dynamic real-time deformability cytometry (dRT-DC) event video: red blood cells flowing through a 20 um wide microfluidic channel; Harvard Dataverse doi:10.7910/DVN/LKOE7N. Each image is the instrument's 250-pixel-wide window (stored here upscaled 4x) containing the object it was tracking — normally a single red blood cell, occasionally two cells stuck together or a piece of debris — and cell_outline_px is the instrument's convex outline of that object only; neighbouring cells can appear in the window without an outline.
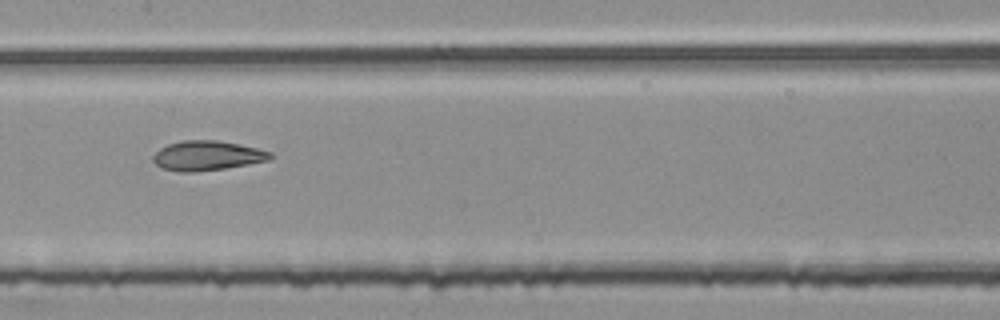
{"species": "common noctule bat (a hibernating species)", "species_latin": "Nyctalus noctula", "temperature_condition": "room temperature", "stored_images_in_passage": 54, "segment_of_instrument_passage": [2, 2], "camera_frame_rate_fps": 3000, "um_per_image_px": 0.085, "animal": {"sex": "female", "body_mass_g": 25.1}, "frame": {"image": 1, "passage_image": 27, "time_ms": 8.667, "image_size_px": [1000, 320], "cell_outline_px": [[276, 156], [268, 160], [248, 164], [224, 168], [196, 172], [180, 172], [160, 168], [152, 160], [152, 156], [160, 148], [168, 144], [184, 140], [220, 140], [240, 144], [272, 152]], "centroid_in_image_um": [17.6, 13.23], "position_along_channel_um": 189.8, "area_um2": 20.4}}
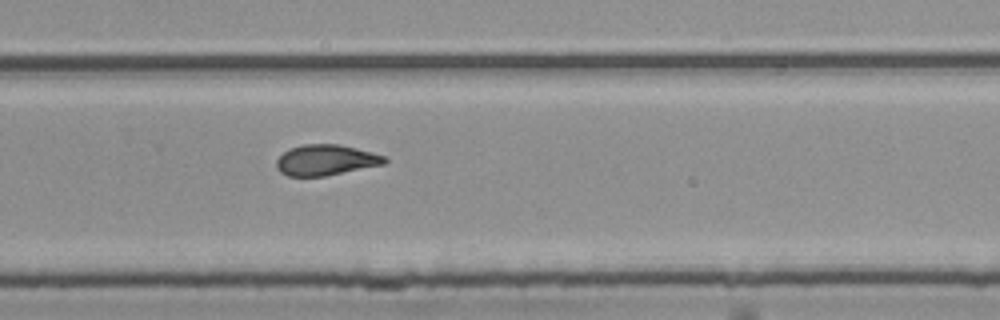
{"frame": {"image": 2, "passage_image": 36, "time_ms": 11.667, "image_size_px": [1000, 320], "cell_outline_px": [[388, 160], [384, 164], [324, 176], [288, 176], [280, 172], [276, 168], [276, 160], [288, 148], [304, 144], [336, 144], [356, 148], [388, 156]], "centroid_in_image_um": [27.69, 13.6], "position_along_channel_um": 302.1, "area_um2": 19.36}}
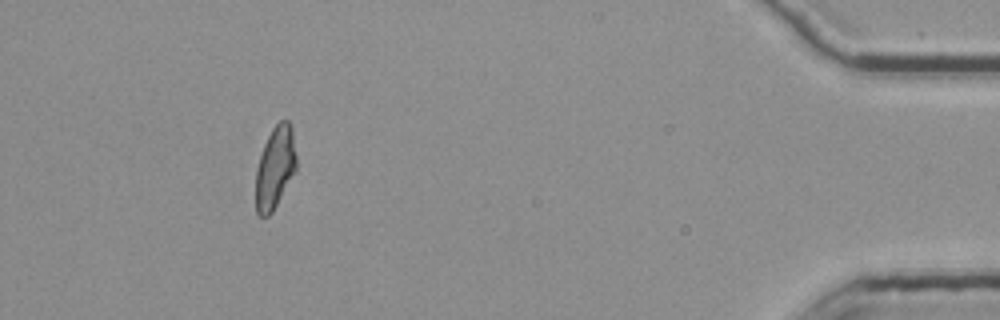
{"frame": {"image": 3, "passage_image": 50, "time_ms": 16.333, "image_size_px": [1000, 320], "cell_outline_px": [[296, 168], [272, 212], [268, 216], [260, 216], [256, 212], [256, 168], [264, 144], [272, 128], [280, 120], [288, 120], [292, 128], [296, 156]], "centroid_in_image_um": [23.37, 14.22], "position_along_channel_um": 411.8, "area_um2": 19.13}}